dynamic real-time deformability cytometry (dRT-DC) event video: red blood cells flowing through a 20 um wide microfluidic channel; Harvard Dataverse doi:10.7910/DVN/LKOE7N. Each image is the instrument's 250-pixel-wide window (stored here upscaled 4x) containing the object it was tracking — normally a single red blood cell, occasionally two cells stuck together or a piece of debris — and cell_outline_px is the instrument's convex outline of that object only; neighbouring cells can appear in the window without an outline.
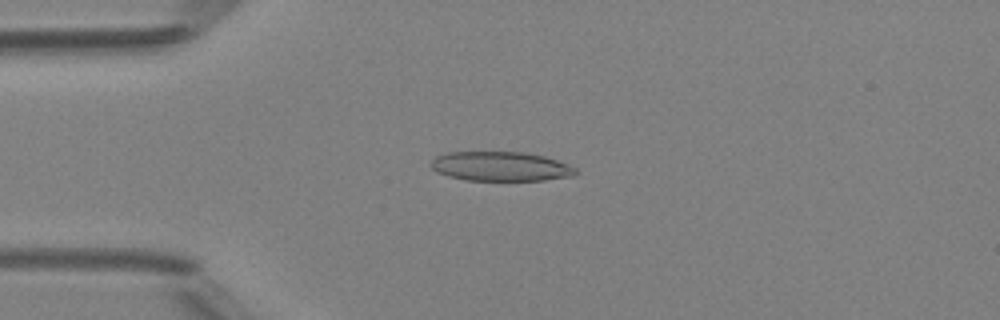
{"species": "Egyptian fruit bat (a non-hibernating species)", "species_latin": "Rousettus aegyptiacus", "temperature_condition": "room temperature", "stored_images_in_passage": 39, "camera_frame_rate_fps": 3000, "um_per_image_px": 0.085, "animal": {"sex": "female"}, "frame": {"image": 1, "passage_image": 2, "time_ms": 0.333, "image_size_px": [1000, 320], "cell_outline_px": [[576, 176], [544, 180], [464, 180], [448, 176], [436, 172], [428, 164], [436, 156], [444, 152], [524, 152], [544, 156], [568, 164], [576, 168]], "centroid_in_image_um": [42.53, 14.14], "position_along_channel_um": 42.5, "area_um2": 24.97}}
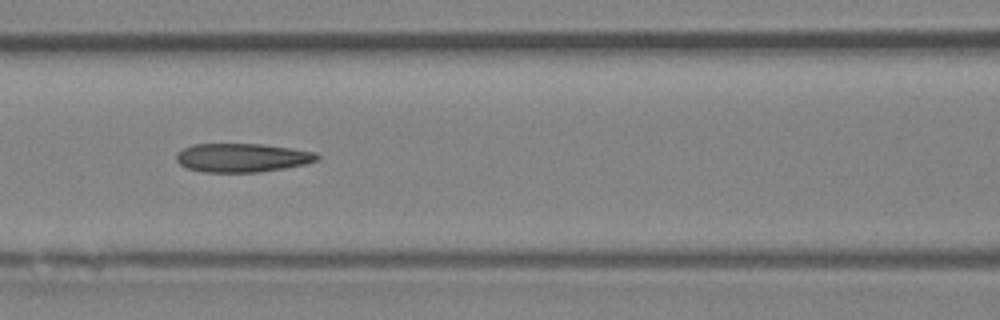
{"frame": {"image": 2, "passage_image": 11, "time_ms": 3.333, "image_size_px": [1000, 320], "cell_outline_px": [[320, 160], [304, 164], [284, 168], [260, 172], [204, 172], [188, 168], [180, 164], [176, 160], [176, 152], [192, 144], [264, 144], [292, 148], [316, 152], [320, 156]], "centroid_in_image_um": [20.6, 13.4], "position_along_channel_um": 146.0, "area_um2": 23.7}}
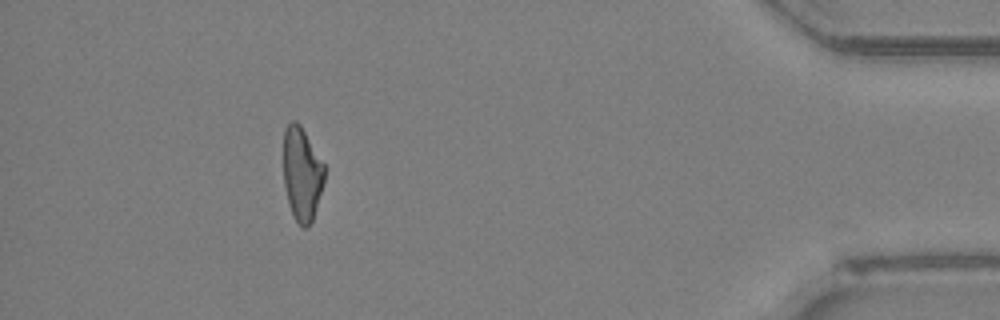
{"frame": {"image": 3, "passage_image": 34, "time_ms": 11.0, "image_size_px": [1000, 320], "cell_outline_px": [[324, 180], [312, 220], [308, 228], [304, 228], [296, 220], [288, 204], [284, 184], [284, 128], [292, 120], [296, 120], [300, 124], [324, 164]], "centroid_in_image_um": [25.65, 14.76], "position_along_channel_um": 409.6, "area_um2": 22.08}, "authors_computed_cell_mechanics": {"area_um2": 23.5824, "velocity_mm_per_s": 4.2031, "shape_relaxation_time_tau1_ms": null, "shape_relaxation_time_tau2_ms": 4.6194, "deformation_change_tau1": null, "deformation_change_tau2": 0.151}}